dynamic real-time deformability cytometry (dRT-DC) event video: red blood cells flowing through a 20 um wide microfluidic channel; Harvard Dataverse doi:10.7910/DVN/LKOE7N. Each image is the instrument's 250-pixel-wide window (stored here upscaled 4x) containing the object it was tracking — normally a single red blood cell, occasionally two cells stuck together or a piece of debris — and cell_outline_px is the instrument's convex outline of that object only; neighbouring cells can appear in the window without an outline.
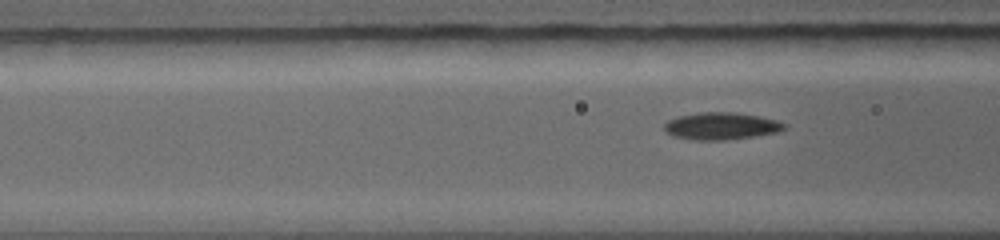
{"species": "common noctule bat (a hibernating species)", "species_latin": "Nyctalus noctula", "temperature_condition": "warm", "stored_images_in_passage": 5, "camera_frame_rate_fps": 5000, "um_per_image_px": 0.085, "animal": {"sex": "female", "body_mass_g": 19.0, "forearm_length_mm": 56.7}, "frame": {"image": 1, "passage_image": 3, "time_ms": 0.6, "image_size_px": [1000, 240], "cell_outline_px": [[784, 128], [768, 132], [740, 136], [688, 136], [672, 132], [664, 128], [664, 124], [668, 120], [676, 116], [696, 112], [736, 112], [760, 116], [776, 120], [784, 124]], "centroid_in_image_um": [61.3, 10.57], "position_along_channel_um": 105.3, "area_um2": 16.59}}